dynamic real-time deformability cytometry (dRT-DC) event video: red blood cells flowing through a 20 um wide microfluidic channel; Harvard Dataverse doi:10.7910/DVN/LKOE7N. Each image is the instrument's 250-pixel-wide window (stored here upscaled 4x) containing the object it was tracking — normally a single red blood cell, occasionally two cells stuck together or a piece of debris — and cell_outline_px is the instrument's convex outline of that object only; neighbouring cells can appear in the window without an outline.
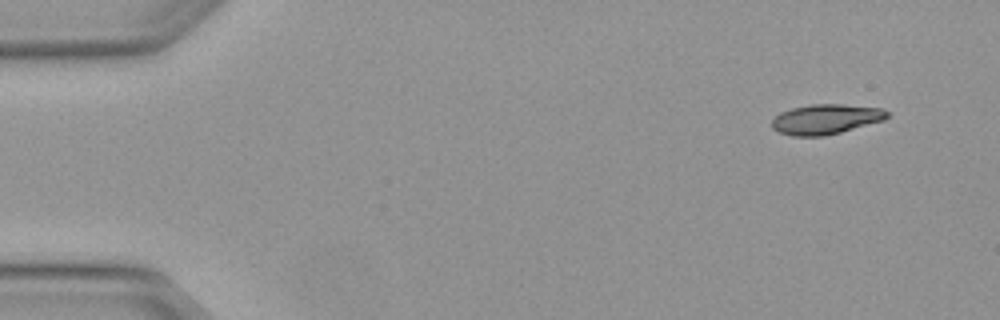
{"species": "Egyptian fruit bat (a non-hibernating species)", "species_latin": "Rousettus aegyptiacus", "temperature_condition": "warm", "stored_images_in_passage": 2, "camera_frame_rate_fps": 3000, "um_per_image_px": 0.085, "animal": {"sex": "female"}, "frame": {"image": 1, "passage_image": 2, "time_ms": 0.333, "image_size_px": [1000, 320], "cell_outline_px": [[892, 116], [884, 120], [840, 132], [824, 136], [792, 136], [780, 132], [772, 128], [772, 120], [780, 112], [792, 108], [812, 104], [844, 104], [884, 108]], "centroid_in_image_um": [70.23, 10.12], "position_along_channel_um": 14.8, "area_um2": 20.23}}